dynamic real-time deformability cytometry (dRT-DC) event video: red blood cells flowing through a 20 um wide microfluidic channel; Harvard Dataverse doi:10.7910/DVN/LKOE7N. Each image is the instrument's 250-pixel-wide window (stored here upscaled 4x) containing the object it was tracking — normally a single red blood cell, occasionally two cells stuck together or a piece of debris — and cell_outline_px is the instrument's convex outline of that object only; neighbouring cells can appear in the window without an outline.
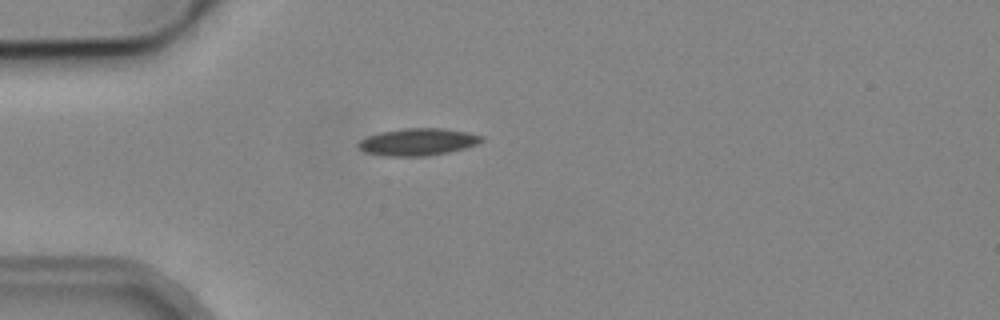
{"species": "common noctule bat (a hibernating species)", "species_latin": "Nyctalus noctula", "temperature_condition": "cold", "stored_images_in_passage": 3, "camera_frame_rate_fps": 3000, "um_per_image_px": 0.085, "animal": {"sex": "male", "body_mass_g": 19.2, "forearm_length_mm": 51.8}, "frame": {"image": 1, "passage_image": 2, "time_ms": 1.0, "image_size_px": [1000, 320], "cell_outline_px": [[484, 140], [476, 144], [464, 148], [448, 152], [424, 156], [384, 156], [364, 152], [356, 144], [360, 140], [368, 136], [380, 132], [404, 128], [444, 128], [468, 132], [484, 136]], "centroid_in_image_um": [35.51, 12.05], "position_along_channel_um": 49.5, "area_um2": 19.54}}